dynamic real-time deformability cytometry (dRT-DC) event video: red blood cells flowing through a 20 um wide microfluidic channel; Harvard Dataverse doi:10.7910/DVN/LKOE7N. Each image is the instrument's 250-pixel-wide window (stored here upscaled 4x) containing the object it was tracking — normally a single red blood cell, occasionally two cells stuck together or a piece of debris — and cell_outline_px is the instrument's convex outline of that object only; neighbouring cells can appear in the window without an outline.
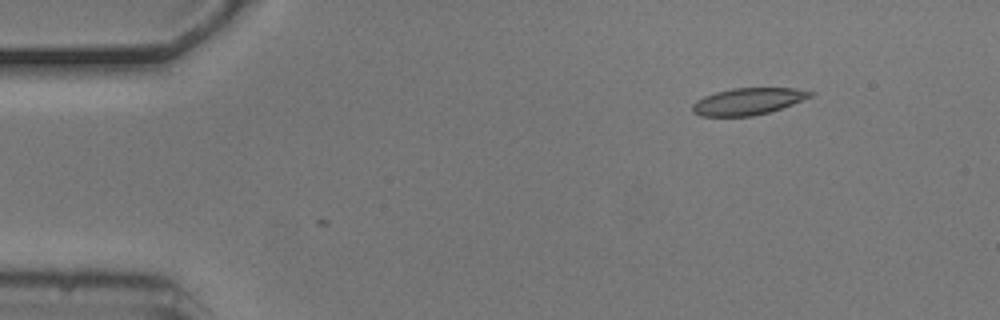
{"species": "common noctule bat (a hibernating species)", "species_latin": "Nyctalus noctula", "temperature_condition": "cold", "stored_images_in_passage": 6, "camera_frame_rate_fps": 3000, "um_per_image_px": 0.085, "animal": {"sex": "male", "body_mass_g": 20.5, "forearm_length_mm": 52.5}, "frame": {"image": 1, "passage_image": 2, "time_ms": 0.333, "image_size_px": [1000, 320], "cell_outline_px": [[816, 92], [812, 96], [792, 104], [768, 112], [752, 116], [700, 116], [692, 112], [692, 104], [696, 100], [704, 96], [716, 92], [732, 88], [796, 88]], "centroid_in_image_um": [63.56, 8.61], "position_along_channel_um": 21.4, "area_um2": 18.38}}
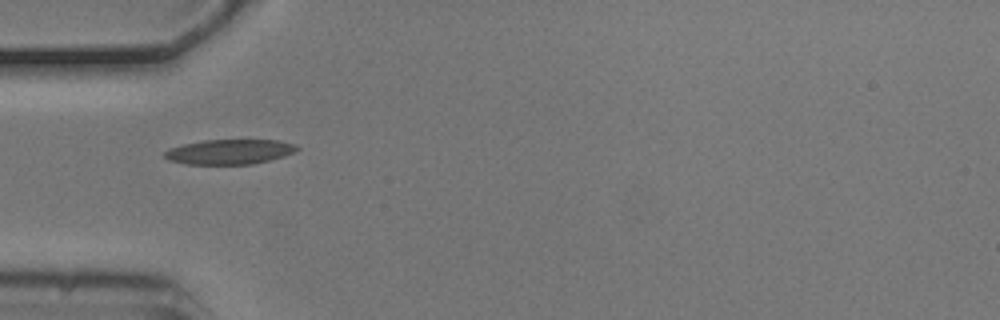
{"frame": {"image": 2, "passage_image": 5, "time_ms": 1.333, "image_size_px": [1000, 320], "cell_outline_px": [[300, 148], [284, 156], [252, 164], [184, 164], [168, 160], [164, 156], [164, 152], [168, 148], [184, 144], [204, 140], [280, 140], [296, 144]], "centroid_in_image_um": [19.49, 12.9], "position_along_channel_um": 65.5, "area_um2": 19.19}}
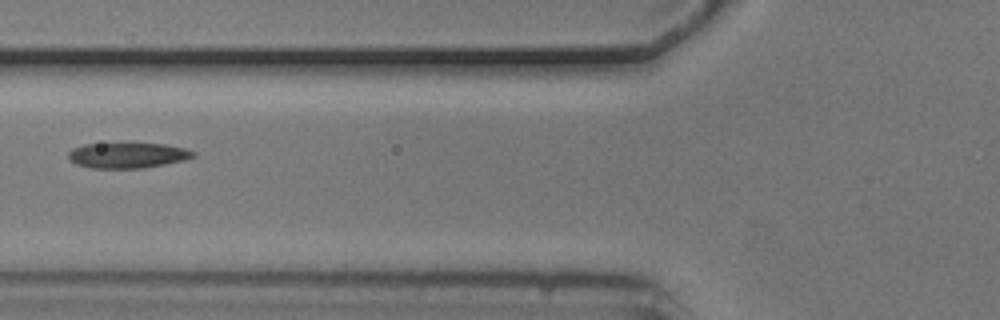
{"frame": {"image": 3, "passage_image": 6, "time_ms": 1.667, "image_size_px": [1000, 320], "cell_outline_px": [[196, 156], [184, 160], [144, 168], [92, 168], [76, 164], [68, 160], [68, 152], [72, 148], [84, 144], [164, 144], [184, 148], [196, 152]], "centroid_in_image_um": [10.82, 13.21], "position_along_channel_um": 115.0, "area_um2": 18.44}}